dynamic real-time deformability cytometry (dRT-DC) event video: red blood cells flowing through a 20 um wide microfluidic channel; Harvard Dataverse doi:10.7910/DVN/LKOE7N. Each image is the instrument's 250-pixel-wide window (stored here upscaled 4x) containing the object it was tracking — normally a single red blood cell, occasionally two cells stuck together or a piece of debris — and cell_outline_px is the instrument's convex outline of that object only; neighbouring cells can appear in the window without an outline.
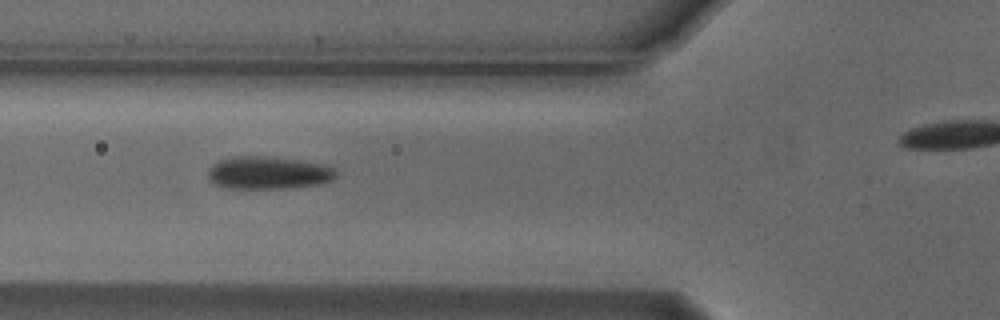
{"species": "Egyptian fruit bat (a non-hibernating species)", "species_latin": "Rousettus aegyptiacus", "temperature_condition": "cold", "stored_images_in_passage": 7, "camera_frame_rate_fps": 3000, "um_per_image_px": 0.085, "animal": {"sex": "male"}, "frame": {"image": 1, "passage_image": 5, "time_ms": 1.333, "image_size_px": [1000, 320], "cell_outline_px": [[336, 176], [332, 180], [316, 184], [284, 188], [228, 188], [216, 184], [208, 176], [208, 168], [212, 164], [220, 160], [232, 156], [260, 156], [296, 160], [324, 164], [332, 168], [336, 172]], "centroid_in_image_um": [22.77, 14.68], "position_along_channel_um": 103.0, "area_um2": 23.99}}